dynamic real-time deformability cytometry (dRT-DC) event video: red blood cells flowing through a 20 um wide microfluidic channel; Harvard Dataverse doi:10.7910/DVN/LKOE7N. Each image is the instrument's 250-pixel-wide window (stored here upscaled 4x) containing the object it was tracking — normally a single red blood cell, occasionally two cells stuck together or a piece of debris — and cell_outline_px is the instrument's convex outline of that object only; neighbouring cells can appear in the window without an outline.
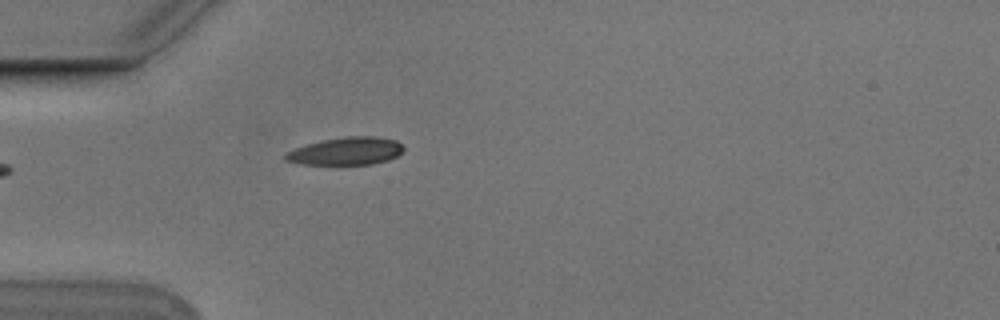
{"species": "Egyptian fruit bat (a non-hibernating species)", "species_latin": "Rousettus aegyptiacus", "temperature_condition": "cold", "stored_images_in_passage": 1, "camera_frame_rate_fps": 3000, "um_per_image_px": 0.085, "animal": {"sex": "male"}, "frame": {"image": 1, "passage_image": 1, "time_ms": 0.0, "image_size_px": [1000, 320], "cell_outline_px": [[404, 148], [396, 156], [388, 160], [372, 164], [300, 164], [284, 160], [284, 156], [288, 152], [296, 148], [308, 144], [324, 140], [348, 136], [376, 136], [396, 140]], "centroid_in_image_um": [29.43, 12.85], "position_along_channel_um": 55.6, "area_um2": 18.79}}